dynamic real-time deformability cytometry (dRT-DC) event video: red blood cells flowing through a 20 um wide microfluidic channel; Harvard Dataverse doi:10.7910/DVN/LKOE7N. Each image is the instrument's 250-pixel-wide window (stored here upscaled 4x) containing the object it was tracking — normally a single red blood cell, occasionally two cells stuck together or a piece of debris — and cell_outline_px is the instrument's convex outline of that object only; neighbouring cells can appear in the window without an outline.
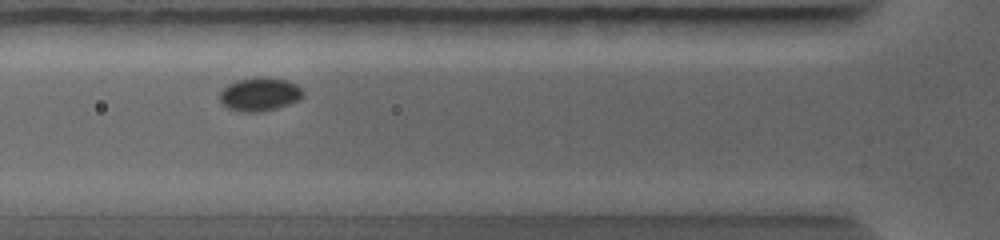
{"species": "common noctule bat (a hibernating species)", "species_latin": "Nyctalus noctula", "temperature_condition": "warm", "stored_images_in_passage": 23, "camera_frame_rate_fps": 5000, "um_per_image_px": 0.085, "animal": {"sex": "female", "body_mass_g": 19.0, "forearm_length_mm": 56.7}, "frame": {"image": 1, "passage_image": 3, "time_ms": 0.6, "image_size_px": [1000, 240], "cell_outline_px": [[304, 96], [300, 100], [276, 108], [256, 112], [240, 112], [228, 108], [220, 100], [220, 92], [228, 84], [236, 80], [260, 76], [288, 80], [296, 84], [304, 92]], "centroid_in_image_um": [22.09, 8.0], "position_along_channel_um": 103.7, "area_um2": 16.3}}
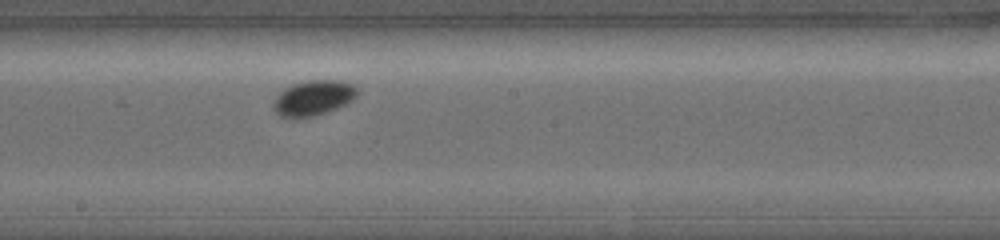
{"frame": {"image": 2, "passage_image": 11, "time_ms": 2.6, "image_size_px": [1000, 240], "cell_outline_px": [[360, 92], [352, 100], [336, 108], [312, 116], [296, 120], [280, 116], [272, 108], [272, 100], [284, 88], [292, 84], [308, 80], [340, 80], [356, 84]], "centroid_in_image_um": [26.61, 8.32], "position_along_channel_um": 221.6, "area_um2": 17.63}}
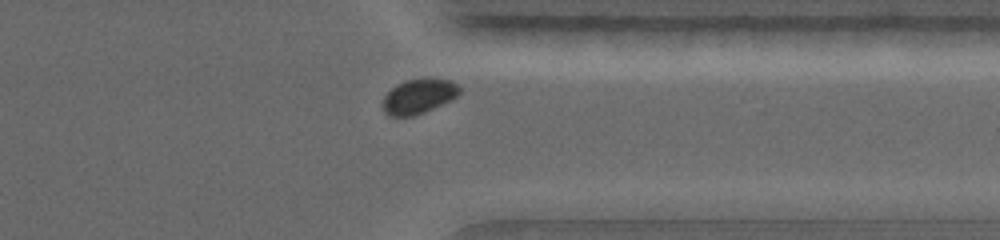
{"frame": {"image": 3, "passage_image": 20, "time_ms": 5.2, "image_size_px": [1000, 240], "cell_outline_px": [[460, 92], [452, 100], [424, 112], [412, 116], [388, 116], [384, 112], [380, 104], [384, 96], [396, 84], [404, 80], [452, 80], [460, 88]], "centroid_in_image_um": [35.53, 8.22], "position_along_channel_um": 375.9, "area_um2": 15.37}}